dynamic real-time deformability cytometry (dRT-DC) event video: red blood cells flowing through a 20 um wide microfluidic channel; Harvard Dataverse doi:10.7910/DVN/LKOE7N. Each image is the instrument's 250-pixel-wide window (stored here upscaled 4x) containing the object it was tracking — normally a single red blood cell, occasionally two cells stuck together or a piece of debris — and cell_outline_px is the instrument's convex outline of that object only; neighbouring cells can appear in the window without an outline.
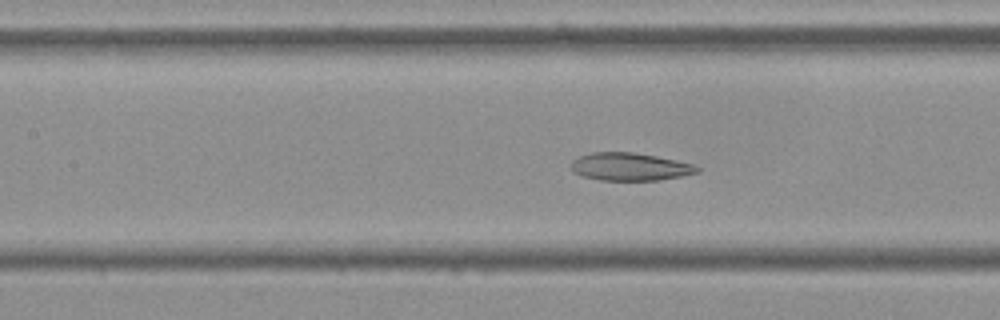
{"species": "Egyptian fruit bat (a non-hibernating species)", "species_latin": "Rousettus aegyptiacus", "temperature_condition": "cold", "stored_images_in_passage": 56, "camera_frame_rate_fps": 3000, "um_per_image_px": 0.085, "frame": {"image": 1, "passage_image": 24, "time_ms": 7.667, "image_size_px": [1000, 320], "cell_outline_px": [[700, 172], [660, 180], [600, 180], [584, 176], [572, 172], [572, 160], [580, 156], [592, 152], [632, 152], [656, 156], [696, 164], [700, 168]], "centroid_in_image_um": [53.57, 14.17], "position_along_channel_um": 153.8, "area_um2": 20.4}}
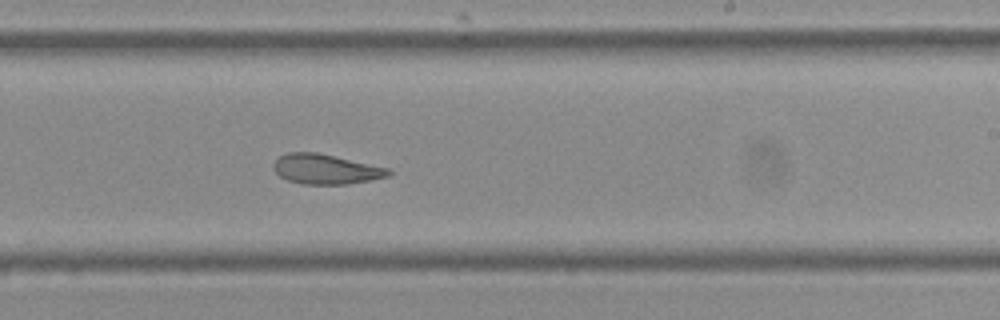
{"frame": {"image": 2, "passage_image": 33, "time_ms": 10.667, "image_size_px": [1000, 320], "cell_outline_px": [[392, 172], [388, 176], [372, 180], [348, 184], [304, 184], [288, 180], [280, 176], [272, 168], [272, 164], [280, 156], [288, 152], [316, 152], [388, 168]], "centroid_in_image_um": [27.67, 14.38], "position_along_channel_um": 261.3, "area_um2": 19.88}}
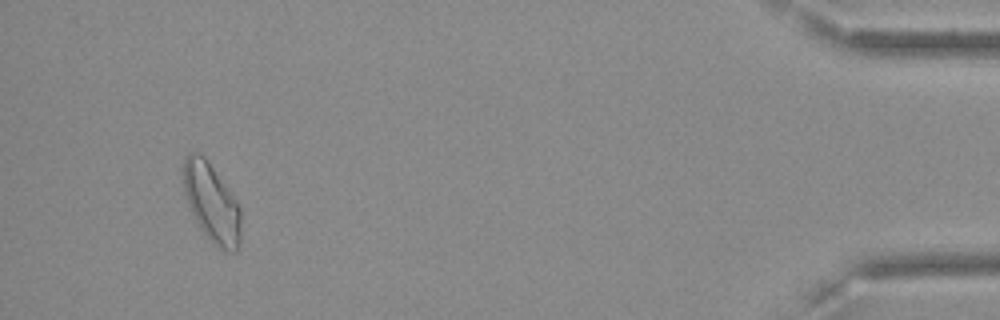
{"frame": {"image": 3, "passage_image": 52, "time_ms": 17.0, "image_size_px": [1000, 320], "cell_outline_px": [[240, 240], [236, 252], [224, 252], [212, 244], [200, 228], [188, 204], [184, 192], [184, 156], [188, 152], [200, 152], [208, 160], [236, 200], [240, 208]], "centroid_in_image_um": [17.99, 17.25], "position_along_channel_um": 417.2, "area_um2": 26.41}, "authors_computed_cell_mechanics": {"area_um2": 22.8599, "velocity_mm_per_s": 3.5946, "shape_relaxation_time_tau1_ms": null, "shape_relaxation_time_tau2_ms": 3.3745, "deformation_change_tau1": null, "deformation_change_tau2": 0.105}}